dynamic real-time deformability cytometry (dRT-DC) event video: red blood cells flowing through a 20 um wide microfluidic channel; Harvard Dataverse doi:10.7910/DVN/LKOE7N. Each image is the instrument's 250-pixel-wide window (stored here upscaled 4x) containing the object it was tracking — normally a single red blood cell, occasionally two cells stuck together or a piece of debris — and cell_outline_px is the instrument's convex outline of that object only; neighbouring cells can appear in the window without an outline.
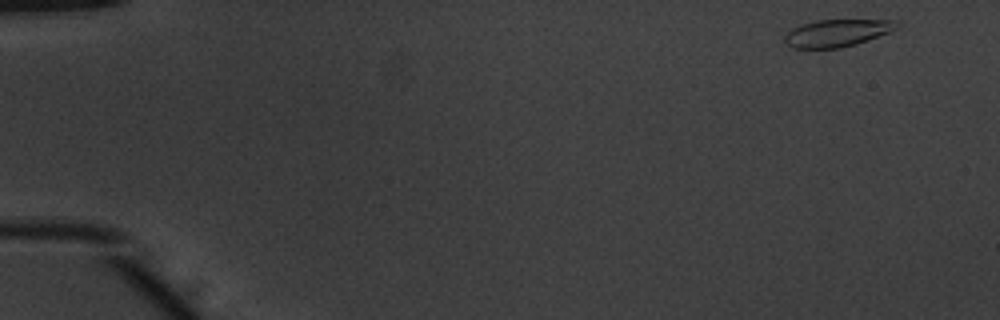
{"species": "common noctule bat (a hibernating species)", "species_latin": "Nyctalus noctula", "temperature_condition": "warm", "stored_images_in_passage": 50, "camera_frame_rate_fps": 3000, "um_per_image_px": 0.085, "animal": {"sex": "male", "body_mass_g": 20.1, "forearm_length_mm": 53.5}, "frame": {"image": 1, "passage_image": 1, "time_ms": 0.0, "image_size_px": [1000, 320], "cell_outline_px": [[900, 28], [868, 40], [856, 44], [840, 48], [792, 48], [784, 40], [784, 36], [792, 28], [800, 24], [816, 20], [896, 20], [900, 24]], "centroid_in_image_um": [71.17, 2.8], "position_along_channel_um": 13.8, "area_um2": 17.92}}
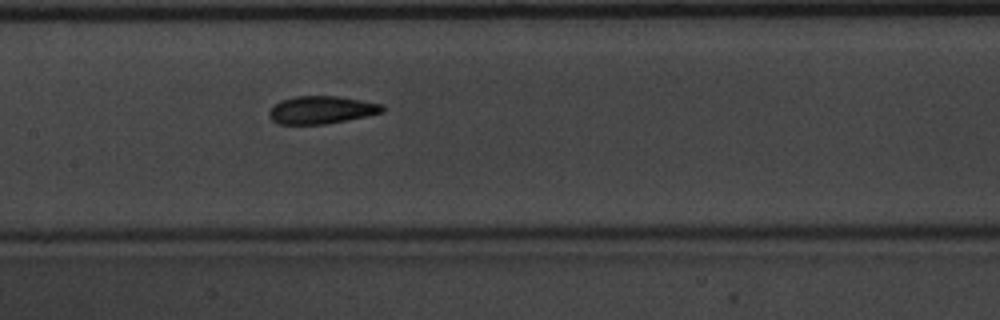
{"frame": {"image": 2, "passage_image": 24, "time_ms": 7.667, "image_size_px": [1000, 320], "cell_outline_px": [[384, 112], [368, 116], [324, 124], [280, 124], [272, 120], [268, 116], [268, 112], [280, 100], [296, 96], [336, 96], [384, 104]], "centroid_in_image_um": [27.34, 9.34], "position_along_channel_um": 180.1, "area_um2": 18.26}}
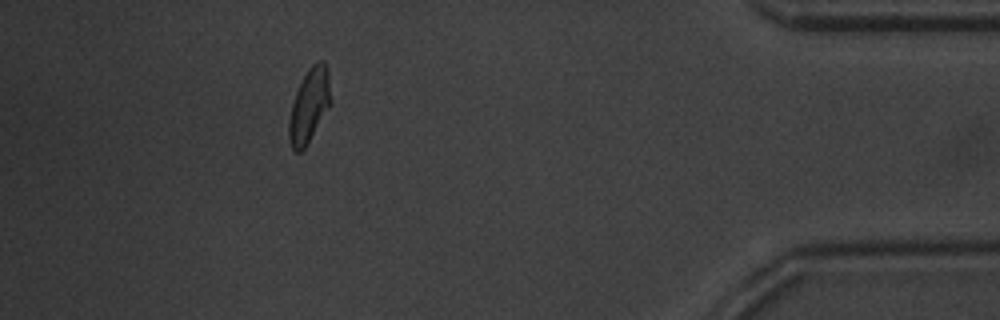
{"frame": {"image": 3, "passage_image": 45, "time_ms": 14.667, "image_size_px": [1000, 320], "cell_outline_px": [[332, 104], [304, 148], [300, 152], [296, 152], [292, 148], [288, 140], [288, 120], [292, 104], [296, 92], [308, 68], [312, 64], [320, 60], [324, 60], [328, 72], [332, 100]], "centroid_in_image_um": [26.3, 8.97], "position_along_channel_um": 408.9, "area_um2": 18.09}, "authors_computed_cell_mechanics": {"area_um2": 18.207, "velocity_mm_per_s": 3.9337, "shape_relaxation_time_tau1_ms": 3.3198, "shape_relaxation_time_tau2_ms": 1.4027, "deformation_change_tau1": 0.1367, "deformation_change_tau2": 0.0743}}